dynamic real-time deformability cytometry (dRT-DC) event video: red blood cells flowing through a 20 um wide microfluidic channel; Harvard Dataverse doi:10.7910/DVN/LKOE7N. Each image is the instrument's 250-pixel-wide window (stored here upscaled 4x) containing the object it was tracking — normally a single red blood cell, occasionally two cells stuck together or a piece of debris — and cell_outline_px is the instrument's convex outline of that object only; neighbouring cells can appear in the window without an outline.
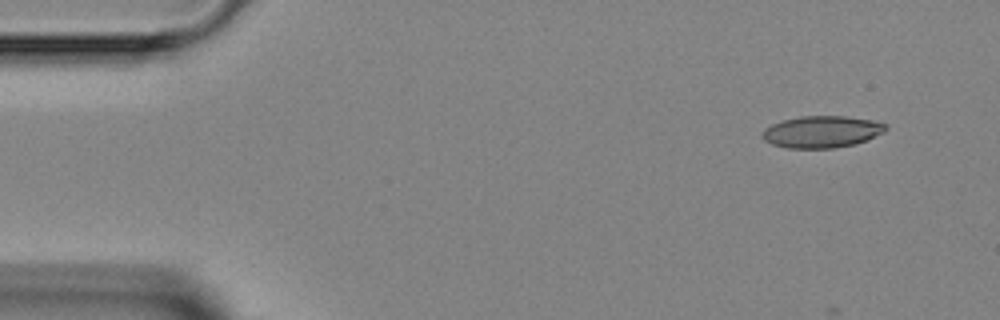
{"species": "Egyptian fruit bat (a non-hibernating species)", "species_latin": "Rousettus aegyptiacus", "temperature_condition": "room temperature", "stored_images_in_passage": 4, "camera_frame_rate_fps": 3000, "um_per_image_px": 0.085, "animal": {"sex": "female"}, "frame": {"image": 1, "passage_image": 1, "time_ms": 0.0, "image_size_px": [1000, 320], "cell_outline_px": [[888, 128], [884, 132], [868, 140], [856, 144], [832, 148], [788, 148], [772, 144], [764, 140], [760, 136], [760, 132], [764, 128], [772, 124], [784, 120], [800, 116], [844, 116], [872, 120], [888, 124]], "centroid_in_image_um": [69.85, 11.2], "position_along_channel_um": 15.1, "area_um2": 23.12}}